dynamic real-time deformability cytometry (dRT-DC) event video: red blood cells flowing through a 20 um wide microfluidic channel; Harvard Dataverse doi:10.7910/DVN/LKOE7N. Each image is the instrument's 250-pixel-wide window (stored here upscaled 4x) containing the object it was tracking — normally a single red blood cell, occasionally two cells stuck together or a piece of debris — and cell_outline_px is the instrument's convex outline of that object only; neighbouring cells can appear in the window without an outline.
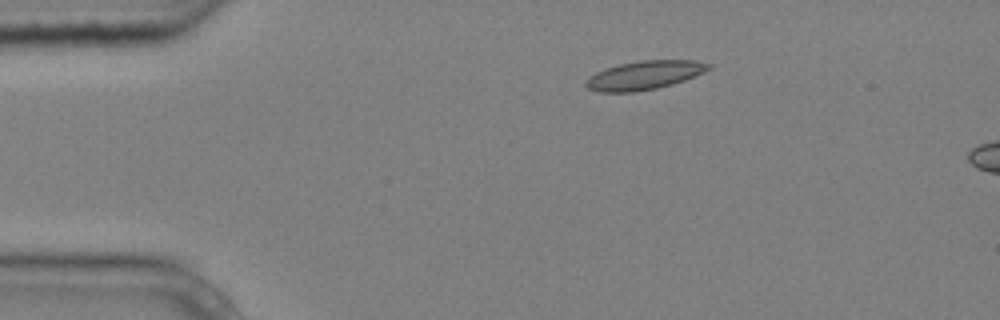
{"species": "common noctule bat (a hibernating species)", "species_latin": "Nyctalus noctula", "temperature_condition": "cold", "stored_images_in_passage": 3, "camera_frame_rate_fps": 3000, "um_per_image_px": 0.085, "animal": {"sex": "male", "body_mass_g": 20.4}, "frame": {"image": 1, "passage_image": 1, "time_ms": 0.0, "image_size_px": [1000, 320], "cell_outline_px": [[712, 68], [704, 72], [684, 80], [672, 84], [656, 88], [632, 92], [600, 92], [588, 88], [584, 84], [584, 80], [588, 76], [604, 68], [620, 64], [640, 60], [696, 60], [712, 64]], "centroid_in_image_um": [54.76, 6.38], "position_along_channel_um": 30.2, "area_um2": 20.63}}